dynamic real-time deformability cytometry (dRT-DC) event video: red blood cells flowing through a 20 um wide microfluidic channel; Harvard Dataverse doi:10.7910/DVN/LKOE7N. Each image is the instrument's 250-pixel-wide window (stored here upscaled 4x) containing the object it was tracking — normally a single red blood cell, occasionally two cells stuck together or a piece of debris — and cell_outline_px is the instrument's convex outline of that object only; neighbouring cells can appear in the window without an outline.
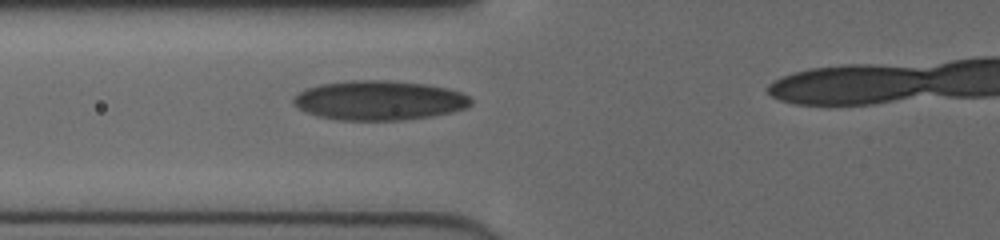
{"species": "human", "species_latin": "Homo sapiens", "temperature_condition": "cold", "stored_images_in_passage": 42, "camera_frame_rate_fps": 3000, "um_per_image_px": 0.085, "donor": {"sex": "female"}, "frame": {"image": 1, "passage_image": 16, "time_ms": 5.0, "image_size_px": [1000, 240], "cell_outline_px": [[472, 104], [464, 108], [452, 112], [432, 116], [400, 120], [336, 120], [316, 116], [292, 104], [292, 96], [308, 88], [320, 84], [352, 80], [388, 80], [424, 84], [448, 88], [460, 92], [468, 96], [472, 100]], "centroid_in_image_um": [32.21, 8.53], "position_along_channel_um": 93.6, "area_um2": 40.86}}
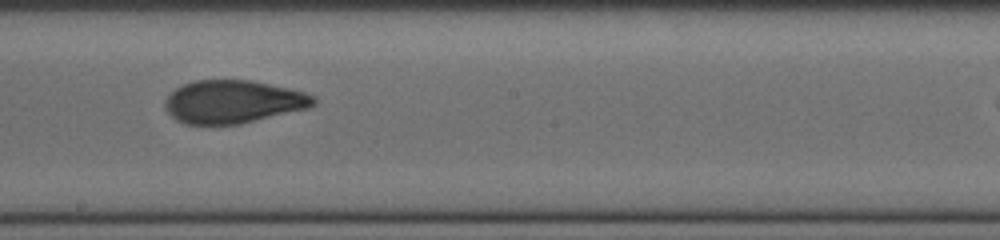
{"frame": {"image": 2, "passage_image": 26, "time_ms": 8.333, "image_size_px": [1000, 240], "cell_outline_px": [[316, 104], [308, 108], [240, 124], [184, 124], [176, 120], [164, 108], [164, 100], [176, 88], [184, 84], [196, 80], [252, 80], [288, 88], [304, 92], [316, 96]], "centroid_in_image_um": [19.81, 8.65], "position_along_channel_um": 228.4, "area_um2": 37.22}}
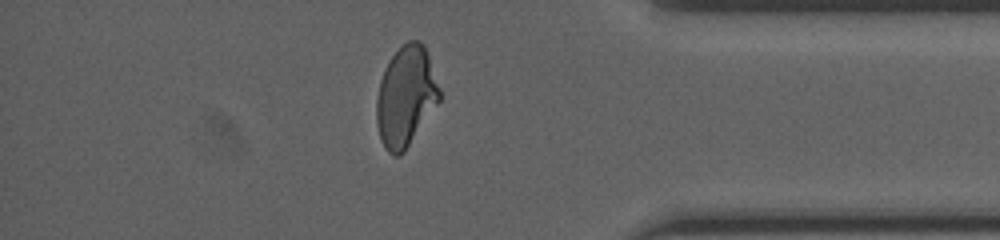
{"frame": {"image": 3, "passage_image": 40, "time_ms": 13.0, "image_size_px": [1000, 240], "cell_outline_px": [[440, 100], [404, 152], [400, 156], [392, 156], [384, 148], [380, 140], [376, 124], [376, 100], [380, 80], [384, 68], [392, 56], [408, 40], [420, 40], [424, 44], [440, 88]], "centroid_in_image_um": [34.47, 8.22], "position_along_channel_um": 400.7, "area_um2": 36.82}}